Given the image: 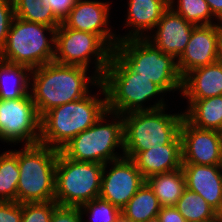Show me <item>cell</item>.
Instances as JSON below:
<instances>
[{
  "label": "cell",
  "mask_w": 222,
  "mask_h": 222,
  "mask_svg": "<svg viewBox=\"0 0 222 222\" xmlns=\"http://www.w3.org/2000/svg\"><path fill=\"white\" fill-rule=\"evenodd\" d=\"M87 71L84 67L55 61L33 69L30 93L39 116L56 106L87 96L90 92L88 84L98 85L101 82L96 75L87 77Z\"/></svg>",
  "instance_id": "obj_1"
},
{
  "label": "cell",
  "mask_w": 222,
  "mask_h": 222,
  "mask_svg": "<svg viewBox=\"0 0 222 222\" xmlns=\"http://www.w3.org/2000/svg\"><path fill=\"white\" fill-rule=\"evenodd\" d=\"M97 87L105 96L97 98L90 93L60 106H56L41 116L40 144L60 150L72 138L90 128L107 109V97L100 82Z\"/></svg>",
  "instance_id": "obj_2"
},
{
  "label": "cell",
  "mask_w": 222,
  "mask_h": 222,
  "mask_svg": "<svg viewBox=\"0 0 222 222\" xmlns=\"http://www.w3.org/2000/svg\"><path fill=\"white\" fill-rule=\"evenodd\" d=\"M101 83L106 92L108 111L124 115L166 106L160 98L155 105L144 108L143 102L165 92L154 82L132 72L113 52Z\"/></svg>",
  "instance_id": "obj_3"
},
{
  "label": "cell",
  "mask_w": 222,
  "mask_h": 222,
  "mask_svg": "<svg viewBox=\"0 0 222 222\" xmlns=\"http://www.w3.org/2000/svg\"><path fill=\"white\" fill-rule=\"evenodd\" d=\"M165 107L122 115L123 156L133 159L139 152L171 143L179 134L184 113L165 114Z\"/></svg>",
  "instance_id": "obj_4"
},
{
  "label": "cell",
  "mask_w": 222,
  "mask_h": 222,
  "mask_svg": "<svg viewBox=\"0 0 222 222\" xmlns=\"http://www.w3.org/2000/svg\"><path fill=\"white\" fill-rule=\"evenodd\" d=\"M59 151L40 143L25 145L23 150L18 151V203L55 200L56 163Z\"/></svg>",
  "instance_id": "obj_5"
},
{
  "label": "cell",
  "mask_w": 222,
  "mask_h": 222,
  "mask_svg": "<svg viewBox=\"0 0 222 222\" xmlns=\"http://www.w3.org/2000/svg\"><path fill=\"white\" fill-rule=\"evenodd\" d=\"M113 53L132 71L158 85L164 92L182 90L177 60L163 53L147 38L119 41Z\"/></svg>",
  "instance_id": "obj_6"
},
{
  "label": "cell",
  "mask_w": 222,
  "mask_h": 222,
  "mask_svg": "<svg viewBox=\"0 0 222 222\" xmlns=\"http://www.w3.org/2000/svg\"><path fill=\"white\" fill-rule=\"evenodd\" d=\"M45 31L51 35L49 40ZM55 34L56 28L14 16L0 59L31 70L50 63L55 55Z\"/></svg>",
  "instance_id": "obj_7"
},
{
  "label": "cell",
  "mask_w": 222,
  "mask_h": 222,
  "mask_svg": "<svg viewBox=\"0 0 222 222\" xmlns=\"http://www.w3.org/2000/svg\"><path fill=\"white\" fill-rule=\"evenodd\" d=\"M108 115H113L115 122L104 125ZM116 147L122 150L124 148L123 117L121 114L107 111L90 128L65 144L60 152L75 161L104 165L122 158L115 153Z\"/></svg>",
  "instance_id": "obj_8"
},
{
  "label": "cell",
  "mask_w": 222,
  "mask_h": 222,
  "mask_svg": "<svg viewBox=\"0 0 222 222\" xmlns=\"http://www.w3.org/2000/svg\"><path fill=\"white\" fill-rule=\"evenodd\" d=\"M103 167L99 163L69 159L59 151L54 201L62 206H81L98 198Z\"/></svg>",
  "instance_id": "obj_9"
},
{
  "label": "cell",
  "mask_w": 222,
  "mask_h": 222,
  "mask_svg": "<svg viewBox=\"0 0 222 222\" xmlns=\"http://www.w3.org/2000/svg\"><path fill=\"white\" fill-rule=\"evenodd\" d=\"M112 52L96 34L67 28L62 22L56 29L53 61L57 63L88 69L93 56L96 61L94 75L101 80Z\"/></svg>",
  "instance_id": "obj_10"
},
{
  "label": "cell",
  "mask_w": 222,
  "mask_h": 222,
  "mask_svg": "<svg viewBox=\"0 0 222 222\" xmlns=\"http://www.w3.org/2000/svg\"><path fill=\"white\" fill-rule=\"evenodd\" d=\"M40 120L31 93L20 99L0 100V139L4 142L38 144Z\"/></svg>",
  "instance_id": "obj_11"
},
{
  "label": "cell",
  "mask_w": 222,
  "mask_h": 222,
  "mask_svg": "<svg viewBox=\"0 0 222 222\" xmlns=\"http://www.w3.org/2000/svg\"><path fill=\"white\" fill-rule=\"evenodd\" d=\"M111 163L113 167L109 172L106 171L107 163L104 164L99 197L121 210L146 180L132 159L122 155Z\"/></svg>",
  "instance_id": "obj_12"
},
{
  "label": "cell",
  "mask_w": 222,
  "mask_h": 222,
  "mask_svg": "<svg viewBox=\"0 0 222 222\" xmlns=\"http://www.w3.org/2000/svg\"><path fill=\"white\" fill-rule=\"evenodd\" d=\"M180 136L182 164L222 165V132L196 128L184 118Z\"/></svg>",
  "instance_id": "obj_13"
},
{
  "label": "cell",
  "mask_w": 222,
  "mask_h": 222,
  "mask_svg": "<svg viewBox=\"0 0 222 222\" xmlns=\"http://www.w3.org/2000/svg\"><path fill=\"white\" fill-rule=\"evenodd\" d=\"M109 8L106 2L76 0L62 23L70 29L96 34L113 51L119 40L107 27Z\"/></svg>",
  "instance_id": "obj_14"
},
{
  "label": "cell",
  "mask_w": 222,
  "mask_h": 222,
  "mask_svg": "<svg viewBox=\"0 0 222 222\" xmlns=\"http://www.w3.org/2000/svg\"><path fill=\"white\" fill-rule=\"evenodd\" d=\"M219 24L195 26L177 61L182 78L190 71L217 62Z\"/></svg>",
  "instance_id": "obj_15"
},
{
  "label": "cell",
  "mask_w": 222,
  "mask_h": 222,
  "mask_svg": "<svg viewBox=\"0 0 222 222\" xmlns=\"http://www.w3.org/2000/svg\"><path fill=\"white\" fill-rule=\"evenodd\" d=\"M194 27L169 7L155 26L157 30L152 36L153 40L149 35H144V38L163 53L178 59L185 50Z\"/></svg>",
  "instance_id": "obj_16"
},
{
  "label": "cell",
  "mask_w": 222,
  "mask_h": 222,
  "mask_svg": "<svg viewBox=\"0 0 222 222\" xmlns=\"http://www.w3.org/2000/svg\"><path fill=\"white\" fill-rule=\"evenodd\" d=\"M186 188L201 195L218 213L222 207V165L182 164Z\"/></svg>",
  "instance_id": "obj_17"
},
{
  "label": "cell",
  "mask_w": 222,
  "mask_h": 222,
  "mask_svg": "<svg viewBox=\"0 0 222 222\" xmlns=\"http://www.w3.org/2000/svg\"><path fill=\"white\" fill-rule=\"evenodd\" d=\"M146 180L150 176L181 168L182 151L180 134L169 144L154 146L139 152L132 159Z\"/></svg>",
  "instance_id": "obj_18"
},
{
  "label": "cell",
  "mask_w": 222,
  "mask_h": 222,
  "mask_svg": "<svg viewBox=\"0 0 222 222\" xmlns=\"http://www.w3.org/2000/svg\"><path fill=\"white\" fill-rule=\"evenodd\" d=\"M181 92L188 99L222 95V63L217 61L188 72L182 78Z\"/></svg>",
  "instance_id": "obj_19"
},
{
  "label": "cell",
  "mask_w": 222,
  "mask_h": 222,
  "mask_svg": "<svg viewBox=\"0 0 222 222\" xmlns=\"http://www.w3.org/2000/svg\"><path fill=\"white\" fill-rule=\"evenodd\" d=\"M128 7L125 25L134 28L126 36H119V41L144 38V31L154 30L163 13L169 8V0H129Z\"/></svg>",
  "instance_id": "obj_20"
},
{
  "label": "cell",
  "mask_w": 222,
  "mask_h": 222,
  "mask_svg": "<svg viewBox=\"0 0 222 222\" xmlns=\"http://www.w3.org/2000/svg\"><path fill=\"white\" fill-rule=\"evenodd\" d=\"M184 118L199 129L222 132V95L205 99H188Z\"/></svg>",
  "instance_id": "obj_21"
},
{
  "label": "cell",
  "mask_w": 222,
  "mask_h": 222,
  "mask_svg": "<svg viewBox=\"0 0 222 222\" xmlns=\"http://www.w3.org/2000/svg\"><path fill=\"white\" fill-rule=\"evenodd\" d=\"M27 72L32 70L0 59V100L20 99L30 94L31 74Z\"/></svg>",
  "instance_id": "obj_22"
},
{
  "label": "cell",
  "mask_w": 222,
  "mask_h": 222,
  "mask_svg": "<svg viewBox=\"0 0 222 222\" xmlns=\"http://www.w3.org/2000/svg\"><path fill=\"white\" fill-rule=\"evenodd\" d=\"M161 208L162 206L153 189L145 181L121 209V215L132 222H144L158 217Z\"/></svg>",
  "instance_id": "obj_23"
},
{
  "label": "cell",
  "mask_w": 222,
  "mask_h": 222,
  "mask_svg": "<svg viewBox=\"0 0 222 222\" xmlns=\"http://www.w3.org/2000/svg\"><path fill=\"white\" fill-rule=\"evenodd\" d=\"M146 182L153 189L162 207L175 206L186 188L182 168L150 176Z\"/></svg>",
  "instance_id": "obj_24"
},
{
  "label": "cell",
  "mask_w": 222,
  "mask_h": 222,
  "mask_svg": "<svg viewBox=\"0 0 222 222\" xmlns=\"http://www.w3.org/2000/svg\"><path fill=\"white\" fill-rule=\"evenodd\" d=\"M175 207L187 222H205L219 217L218 212L201 195L187 188Z\"/></svg>",
  "instance_id": "obj_25"
},
{
  "label": "cell",
  "mask_w": 222,
  "mask_h": 222,
  "mask_svg": "<svg viewBox=\"0 0 222 222\" xmlns=\"http://www.w3.org/2000/svg\"><path fill=\"white\" fill-rule=\"evenodd\" d=\"M14 15L22 20L58 28L61 20L45 0H13Z\"/></svg>",
  "instance_id": "obj_26"
},
{
  "label": "cell",
  "mask_w": 222,
  "mask_h": 222,
  "mask_svg": "<svg viewBox=\"0 0 222 222\" xmlns=\"http://www.w3.org/2000/svg\"><path fill=\"white\" fill-rule=\"evenodd\" d=\"M19 175L18 150L0 154V201L17 202Z\"/></svg>",
  "instance_id": "obj_27"
},
{
  "label": "cell",
  "mask_w": 222,
  "mask_h": 222,
  "mask_svg": "<svg viewBox=\"0 0 222 222\" xmlns=\"http://www.w3.org/2000/svg\"><path fill=\"white\" fill-rule=\"evenodd\" d=\"M175 8L174 0H169V7L177 14L181 15L187 22L195 26H205L216 24L212 23L214 17L205 0H178Z\"/></svg>",
  "instance_id": "obj_28"
},
{
  "label": "cell",
  "mask_w": 222,
  "mask_h": 222,
  "mask_svg": "<svg viewBox=\"0 0 222 222\" xmlns=\"http://www.w3.org/2000/svg\"><path fill=\"white\" fill-rule=\"evenodd\" d=\"M80 212L90 213L92 222H116L121 210L110 202L98 197L79 206Z\"/></svg>",
  "instance_id": "obj_29"
},
{
  "label": "cell",
  "mask_w": 222,
  "mask_h": 222,
  "mask_svg": "<svg viewBox=\"0 0 222 222\" xmlns=\"http://www.w3.org/2000/svg\"><path fill=\"white\" fill-rule=\"evenodd\" d=\"M57 205L56 201L23 203L21 222H50Z\"/></svg>",
  "instance_id": "obj_30"
},
{
  "label": "cell",
  "mask_w": 222,
  "mask_h": 222,
  "mask_svg": "<svg viewBox=\"0 0 222 222\" xmlns=\"http://www.w3.org/2000/svg\"><path fill=\"white\" fill-rule=\"evenodd\" d=\"M14 16L13 0H0V51L6 44Z\"/></svg>",
  "instance_id": "obj_31"
},
{
  "label": "cell",
  "mask_w": 222,
  "mask_h": 222,
  "mask_svg": "<svg viewBox=\"0 0 222 222\" xmlns=\"http://www.w3.org/2000/svg\"><path fill=\"white\" fill-rule=\"evenodd\" d=\"M82 215L79 206L57 205L50 222H82Z\"/></svg>",
  "instance_id": "obj_32"
},
{
  "label": "cell",
  "mask_w": 222,
  "mask_h": 222,
  "mask_svg": "<svg viewBox=\"0 0 222 222\" xmlns=\"http://www.w3.org/2000/svg\"><path fill=\"white\" fill-rule=\"evenodd\" d=\"M22 204L16 201H0V222H21Z\"/></svg>",
  "instance_id": "obj_33"
},
{
  "label": "cell",
  "mask_w": 222,
  "mask_h": 222,
  "mask_svg": "<svg viewBox=\"0 0 222 222\" xmlns=\"http://www.w3.org/2000/svg\"><path fill=\"white\" fill-rule=\"evenodd\" d=\"M53 10V13L62 21L75 5L76 0H45Z\"/></svg>",
  "instance_id": "obj_34"
},
{
  "label": "cell",
  "mask_w": 222,
  "mask_h": 222,
  "mask_svg": "<svg viewBox=\"0 0 222 222\" xmlns=\"http://www.w3.org/2000/svg\"><path fill=\"white\" fill-rule=\"evenodd\" d=\"M158 218L161 222H187L175 206L162 207Z\"/></svg>",
  "instance_id": "obj_35"
},
{
  "label": "cell",
  "mask_w": 222,
  "mask_h": 222,
  "mask_svg": "<svg viewBox=\"0 0 222 222\" xmlns=\"http://www.w3.org/2000/svg\"><path fill=\"white\" fill-rule=\"evenodd\" d=\"M215 19L222 23V0H205Z\"/></svg>",
  "instance_id": "obj_36"
},
{
  "label": "cell",
  "mask_w": 222,
  "mask_h": 222,
  "mask_svg": "<svg viewBox=\"0 0 222 222\" xmlns=\"http://www.w3.org/2000/svg\"><path fill=\"white\" fill-rule=\"evenodd\" d=\"M219 22V34H218V45H217V61L222 63V23Z\"/></svg>",
  "instance_id": "obj_37"
},
{
  "label": "cell",
  "mask_w": 222,
  "mask_h": 222,
  "mask_svg": "<svg viewBox=\"0 0 222 222\" xmlns=\"http://www.w3.org/2000/svg\"><path fill=\"white\" fill-rule=\"evenodd\" d=\"M116 222H132L129 219L125 218L123 215H120Z\"/></svg>",
  "instance_id": "obj_38"
},
{
  "label": "cell",
  "mask_w": 222,
  "mask_h": 222,
  "mask_svg": "<svg viewBox=\"0 0 222 222\" xmlns=\"http://www.w3.org/2000/svg\"><path fill=\"white\" fill-rule=\"evenodd\" d=\"M144 222H161L160 219L158 217H155L153 219H149L147 221H144Z\"/></svg>",
  "instance_id": "obj_39"
},
{
  "label": "cell",
  "mask_w": 222,
  "mask_h": 222,
  "mask_svg": "<svg viewBox=\"0 0 222 222\" xmlns=\"http://www.w3.org/2000/svg\"><path fill=\"white\" fill-rule=\"evenodd\" d=\"M205 222H222L221 218L218 217L217 219L215 220H209V221H205Z\"/></svg>",
  "instance_id": "obj_40"
},
{
  "label": "cell",
  "mask_w": 222,
  "mask_h": 222,
  "mask_svg": "<svg viewBox=\"0 0 222 222\" xmlns=\"http://www.w3.org/2000/svg\"><path fill=\"white\" fill-rule=\"evenodd\" d=\"M219 217L221 218L222 220V207H221V211L218 213Z\"/></svg>",
  "instance_id": "obj_41"
}]
</instances>
